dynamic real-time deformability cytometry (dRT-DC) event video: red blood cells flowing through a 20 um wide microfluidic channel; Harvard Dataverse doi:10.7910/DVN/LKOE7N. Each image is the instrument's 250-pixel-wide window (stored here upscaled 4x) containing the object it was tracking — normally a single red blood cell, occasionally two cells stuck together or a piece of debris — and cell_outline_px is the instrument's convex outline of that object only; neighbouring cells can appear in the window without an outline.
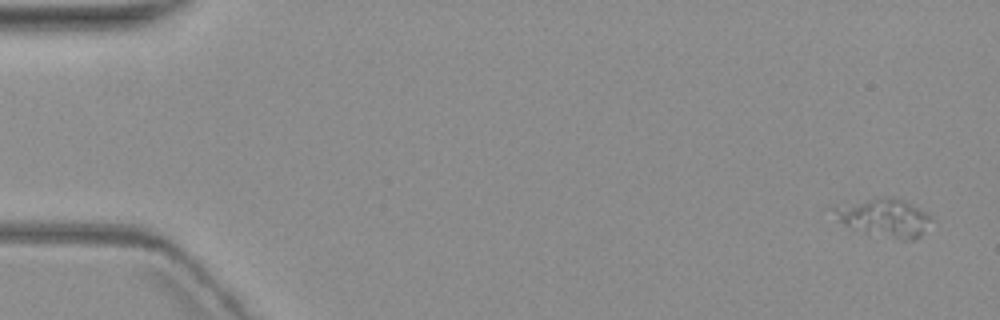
{"species": "common noctule bat (a hibernating species)", "species_latin": "Nyctalus noctula", "temperature_condition": "warm", "stored_images_in_passage": 6, "camera_frame_rate_fps": 3000, "um_per_image_px": 0.085, "animal": {"sex": "female", "body_mass_g": 19.3, "forearm_length_mm": 54.1}, "frame": {"image": 1, "passage_image": 1, "time_ms": 0.0, "image_size_px": [1000, 320], "cell_outline_px": [[932, 220], [920, 236], [912, 240], [900, 240], [864, 232], [844, 224], [836, 220], [828, 208], [836, 204], [880, 196], [892, 196], [904, 200], [928, 212], [932, 216]], "centroid_in_image_um": [75.11, 18.46], "position_along_channel_um": 9.9, "area_um2": 22.31}}
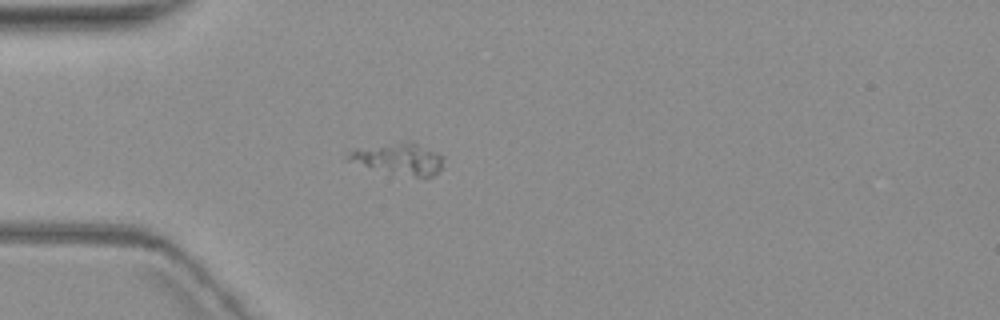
{"frame": {"image": 2, "passage_image": 5, "time_ms": 5.0, "image_size_px": [1000, 320], "cell_outline_px": [[444, 168], [440, 172], [424, 180], [344, 160], [344, 156], [352, 148], [400, 140], [412, 140], [444, 156]], "centroid_in_image_um": [33.94, 13.47], "position_along_channel_um": 51.1, "area_um2": 18.44}}